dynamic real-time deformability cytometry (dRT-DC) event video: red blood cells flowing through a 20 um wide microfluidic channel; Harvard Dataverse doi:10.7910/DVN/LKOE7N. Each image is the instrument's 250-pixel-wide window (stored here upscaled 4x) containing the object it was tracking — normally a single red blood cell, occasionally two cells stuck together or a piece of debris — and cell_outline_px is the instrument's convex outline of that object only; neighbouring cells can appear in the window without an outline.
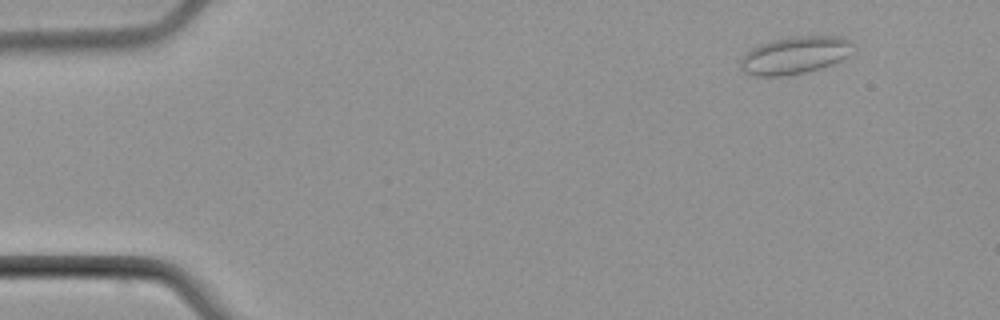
{"species": "common noctule bat (a hibernating species)", "species_latin": "Nyctalus noctula", "temperature_condition": "cold", "stored_images_in_passage": 5, "camera_frame_rate_fps": 3000, "um_per_image_px": 0.085, "animal": {"sex": "male", "body_mass_g": 21.5, "forearm_length_mm": 52.0}, "frame": {"image": 1, "passage_image": 2, "time_ms": 1.333, "image_size_px": [1000, 320], "cell_outline_px": [[852, 52], [848, 56], [832, 64], [820, 68], [804, 72], [784, 76], [756, 76], [744, 72], [740, 68], [740, 60], [752, 48], [760, 44], [772, 40], [792, 36], [844, 36], [852, 40]], "centroid_in_image_um": [67.59, 4.68], "position_along_channel_um": 17.4, "area_um2": 24.62}}